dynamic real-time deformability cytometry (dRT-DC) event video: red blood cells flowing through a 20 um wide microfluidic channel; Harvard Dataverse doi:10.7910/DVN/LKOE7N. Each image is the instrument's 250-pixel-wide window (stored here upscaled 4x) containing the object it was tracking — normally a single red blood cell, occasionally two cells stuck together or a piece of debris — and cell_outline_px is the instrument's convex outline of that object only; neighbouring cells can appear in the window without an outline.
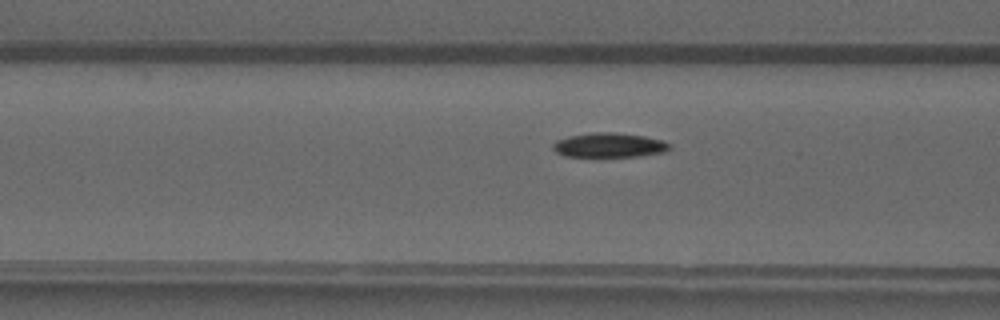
{"species": "common noctule bat (a hibernating species)", "species_latin": "Nyctalus noctula", "temperature_condition": "warm", "stored_images_in_passage": 18, "camera_frame_rate_fps": 3000, "um_per_image_px": 0.085, "animal": {"sex": "male", "forearm_length_mm": 52.5}, "frame": {"image": 1, "passage_image": 9, "time_ms": 2.667, "image_size_px": [1000, 320], "cell_outline_px": [[672, 148], [668, 152], [640, 156], [564, 156], [556, 152], [552, 148], [552, 144], [556, 140], [568, 136], [592, 132], [616, 132], [644, 136], [664, 140], [672, 144]], "centroid_in_image_um": [51.84, 12.33], "position_along_channel_um": 114.8, "area_um2": 16.94}}
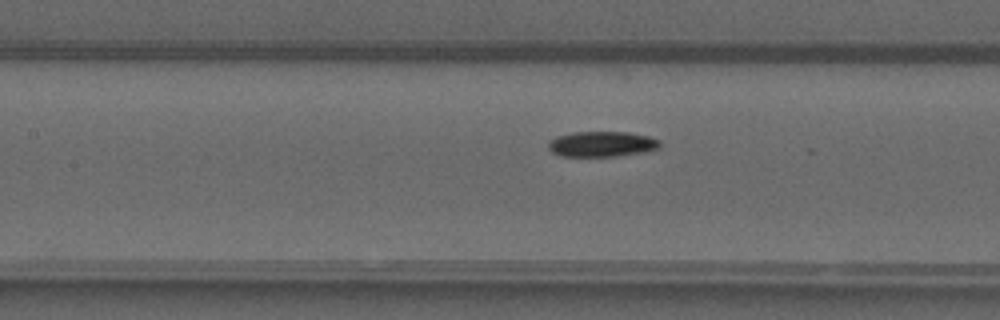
{"frame": {"image": 2, "passage_image": 12, "time_ms": 3.667, "image_size_px": [1000, 320], "cell_outline_px": [[660, 148], [644, 152], [616, 156], [560, 156], [552, 152], [548, 148], [548, 140], [556, 136], [572, 132], [628, 132], [648, 136], [660, 140]], "centroid_in_image_um": [51.13, 12.24], "position_along_channel_um": 156.3, "area_um2": 16.65}}
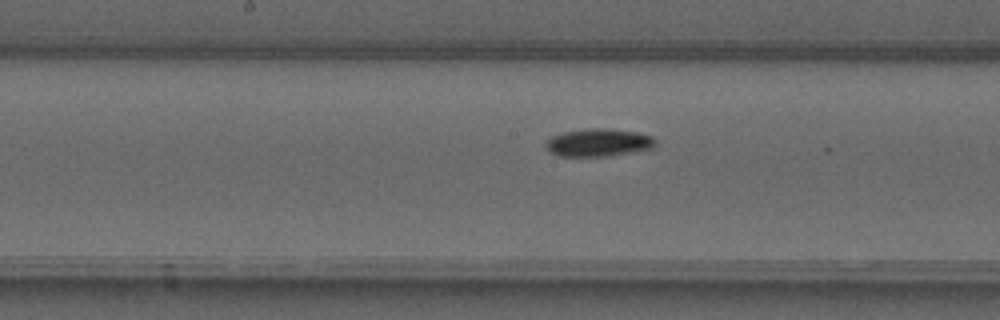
{"frame": {"image": 3, "passage_image": 15, "time_ms": 4.667, "image_size_px": [1000, 320], "cell_outline_px": [[656, 144], [652, 148], [608, 156], [560, 156], [552, 152], [544, 144], [552, 136], [564, 132], [588, 128], [608, 128], [636, 132], [652, 136], [656, 140]], "centroid_in_image_um": [50.89, 12.11], "position_along_channel_um": 197.3, "area_um2": 17.57}}